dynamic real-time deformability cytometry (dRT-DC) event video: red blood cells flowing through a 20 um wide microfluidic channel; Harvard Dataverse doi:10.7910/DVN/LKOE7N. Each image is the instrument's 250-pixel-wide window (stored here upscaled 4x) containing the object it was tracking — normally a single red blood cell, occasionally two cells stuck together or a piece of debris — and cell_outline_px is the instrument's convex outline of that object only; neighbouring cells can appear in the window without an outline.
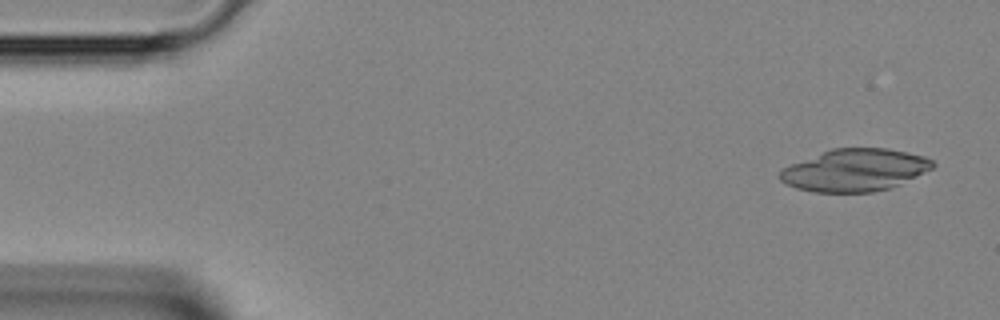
{"species": "Egyptian fruit bat (a non-hibernating species)", "species_latin": "Rousettus aegyptiacus", "temperature_condition": "room temperature", "stored_images_in_passage": 13, "camera_frame_rate_fps": 3000, "um_per_image_px": 0.085, "animal": {"sex": "female"}, "frame": {"image": 1, "passage_image": 2, "time_ms": 0.333, "image_size_px": [1000, 320], "cell_outline_px": [[936, 164], [932, 168], [892, 188], [872, 192], [812, 192], [796, 188], [780, 180], [780, 172], [784, 168], [792, 164], [832, 148], [888, 148], [924, 156], [932, 160]], "centroid_in_image_um": [72.68, 14.46], "position_along_channel_um": 12.3, "area_um2": 37.34}}